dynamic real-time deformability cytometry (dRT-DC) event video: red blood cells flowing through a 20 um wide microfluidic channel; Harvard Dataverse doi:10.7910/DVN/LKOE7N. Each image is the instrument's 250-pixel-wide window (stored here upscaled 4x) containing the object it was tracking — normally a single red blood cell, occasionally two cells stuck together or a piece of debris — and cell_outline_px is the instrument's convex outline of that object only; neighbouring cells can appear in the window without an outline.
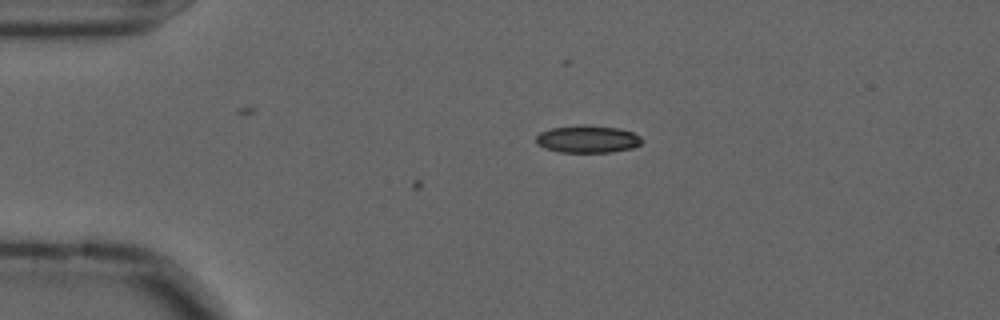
{"species": "common noctule bat (a hibernating species)", "species_latin": "Nyctalus noctula", "temperature_condition": "cold", "stored_images_in_passage": 3, "camera_frame_rate_fps": 3000, "um_per_image_px": 0.085, "animal": {"sex": "male", "forearm_length_mm": 52.5}, "frame": {"image": 1, "passage_image": 3, "time_ms": 0.667, "image_size_px": [1000, 320], "cell_outline_px": [[644, 140], [640, 144], [632, 148], [612, 152], [560, 152], [544, 148], [536, 144], [536, 136], [540, 132], [552, 128], [580, 124], [584, 124], [620, 128], [632, 132], [640, 136]], "centroid_in_image_um": [49.95, 11.81], "position_along_channel_um": 35.1, "area_um2": 17.11}}